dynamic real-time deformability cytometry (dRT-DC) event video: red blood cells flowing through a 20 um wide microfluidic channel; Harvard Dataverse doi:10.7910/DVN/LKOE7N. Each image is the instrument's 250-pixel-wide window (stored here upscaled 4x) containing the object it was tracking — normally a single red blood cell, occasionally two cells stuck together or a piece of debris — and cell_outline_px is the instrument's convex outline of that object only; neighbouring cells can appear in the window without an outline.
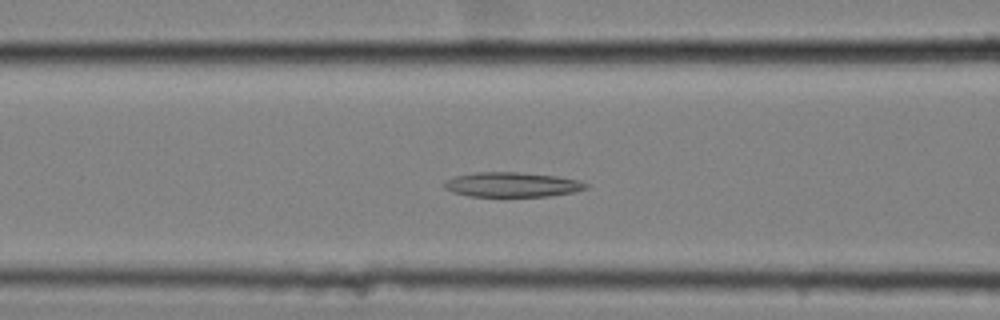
{"species": "common noctule bat (a hibernating species)", "species_latin": "Nyctalus noctula", "temperature_condition": "cold", "stored_images_in_passage": 55, "camera_frame_rate_fps": 3000, "um_per_image_px": 0.085, "animal": {"sex": "female", "body_mass_g": 25.1}, "frame": {"image": 1, "passage_image": 22, "time_ms": 7.0, "image_size_px": [1000, 320], "cell_outline_px": [[588, 188], [572, 192], [548, 196], [468, 196], [452, 192], [444, 188], [440, 184], [444, 180], [456, 176], [476, 172], [520, 172], [556, 176], [580, 180], [588, 184]], "centroid_in_image_um": [43.48, 15.69], "position_along_channel_um": 123.1, "area_um2": 20.52}}
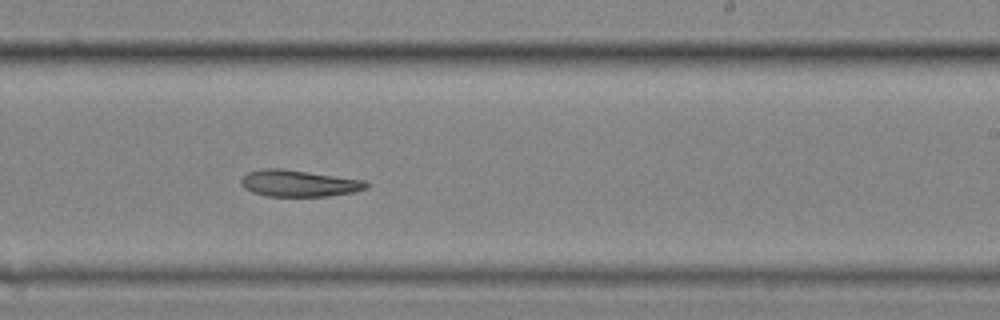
{"frame": {"image": 2, "passage_image": 34, "time_ms": 11.0, "image_size_px": [1000, 320], "cell_outline_px": [[368, 188], [352, 192], [328, 196], [268, 196], [252, 192], [244, 188], [240, 184], [240, 180], [248, 172], [260, 168], [280, 168], [364, 180], [368, 184]], "centroid_in_image_um": [25.36, 15.58], "position_along_channel_um": 263.6, "area_um2": 19.31}}
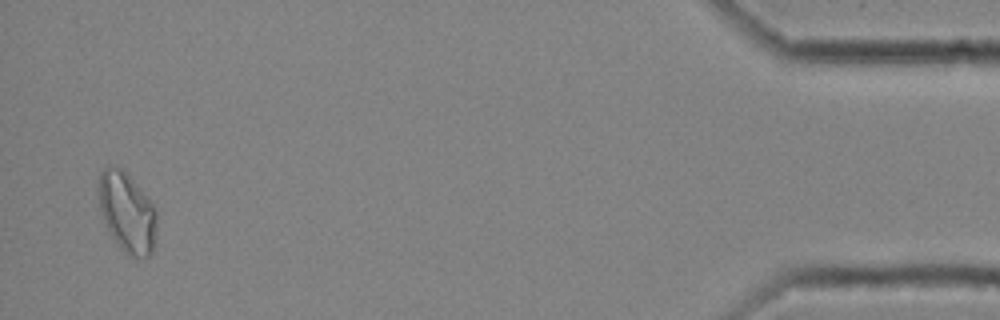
{"frame": {"image": 3, "passage_image": 54, "time_ms": 17.667, "image_size_px": [1000, 320], "cell_outline_px": [[156, 240], [152, 252], [148, 256], [128, 256], [116, 244], [100, 212], [96, 192], [96, 188], [100, 172], [108, 164], [120, 168], [140, 188], [156, 208]], "centroid_in_image_um": [10.77, 18.04], "position_along_channel_um": 424.4, "area_um2": 27.4}}